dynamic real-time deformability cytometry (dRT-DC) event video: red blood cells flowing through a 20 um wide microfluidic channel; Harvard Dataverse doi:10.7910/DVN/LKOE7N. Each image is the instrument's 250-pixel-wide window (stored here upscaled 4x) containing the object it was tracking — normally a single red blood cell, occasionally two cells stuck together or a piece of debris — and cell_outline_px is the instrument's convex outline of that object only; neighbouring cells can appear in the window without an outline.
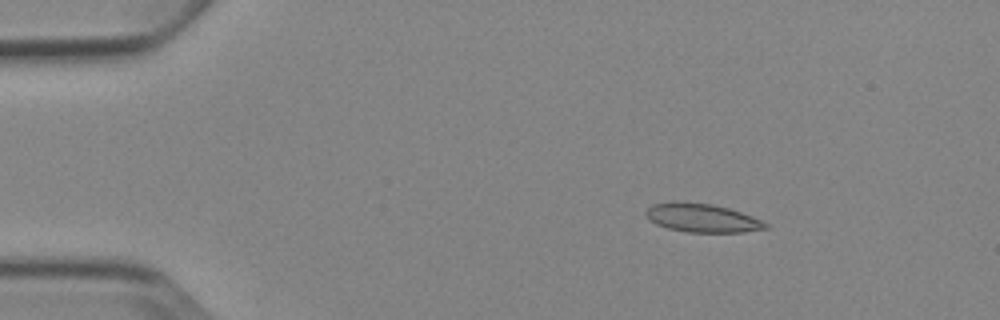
{"species": "Egyptian fruit bat (a non-hibernating species)", "species_latin": "Rousettus aegyptiacus", "temperature_condition": "cold", "stored_images_in_passage": 4, "camera_frame_rate_fps": 3000, "um_per_image_px": 0.085, "animal": {"sex": "female"}, "frame": {"image": 1, "passage_image": 2, "time_ms": 2.0, "image_size_px": [1000, 320], "cell_outline_px": [[768, 228], [744, 232], [688, 232], [668, 228], [656, 224], [644, 212], [652, 204], [672, 200], [684, 200], [712, 204], [728, 208], [752, 216], [768, 224]], "centroid_in_image_um": [59.65, 18.5], "position_along_channel_um": 25.4, "area_um2": 20.06}}